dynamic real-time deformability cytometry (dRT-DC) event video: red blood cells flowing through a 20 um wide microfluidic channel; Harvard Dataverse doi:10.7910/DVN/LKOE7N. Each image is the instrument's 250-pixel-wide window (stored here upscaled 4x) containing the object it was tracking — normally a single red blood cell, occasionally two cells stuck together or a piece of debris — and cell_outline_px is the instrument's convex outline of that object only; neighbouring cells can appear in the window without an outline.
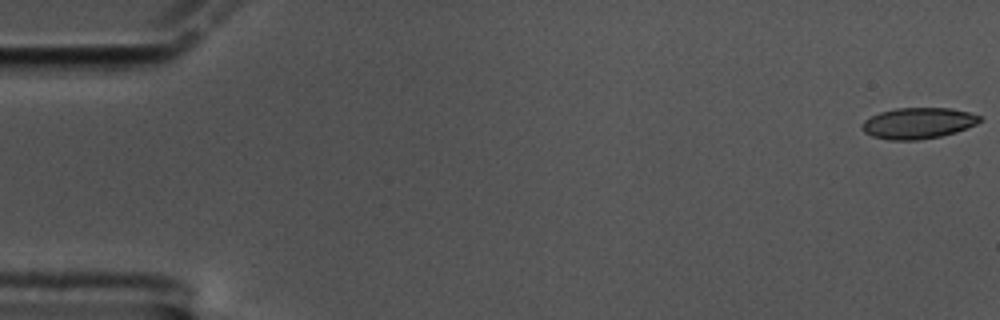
{"species": "common noctule bat (a hibernating species)", "species_latin": "Nyctalus noctula", "temperature_condition": "cold", "stored_images_in_passage": 60, "camera_frame_rate_fps": 3000, "um_per_image_px": 0.085, "animal": {"sex": "male", "body_mass_g": 17.5, "forearm_length_mm": 52.3}, "frame": {"image": 1, "passage_image": 1, "time_ms": 0.0, "image_size_px": [1000, 320], "cell_outline_px": [[984, 120], [968, 128], [956, 132], [940, 136], [920, 140], [888, 140], [872, 136], [864, 132], [860, 128], [860, 124], [864, 120], [880, 112], [896, 108], [952, 108], [968, 112], [980, 116]], "centroid_in_image_um": [78.03, 10.47], "position_along_channel_um": 7.0, "area_um2": 21.5}}
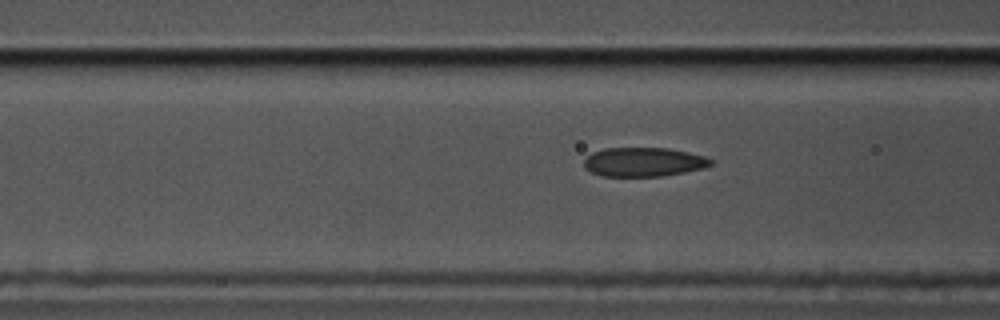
{"frame": {"image": 2, "passage_image": 23, "time_ms": 7.333, "image_size_px": [1000, 320], "cell_outline_px": [[712, 164], [704, 168], [684, 172], [660, 176], [600, 176], [584, 168], [584, 160], [592, 152], [604, 148], [668, 148], [688, 152], [704, 156], [712, 160]], "centroid_in_image_um": [54.69, 13.77], "position_along_channel_um": 111.9, "area_um2": 21.44}}
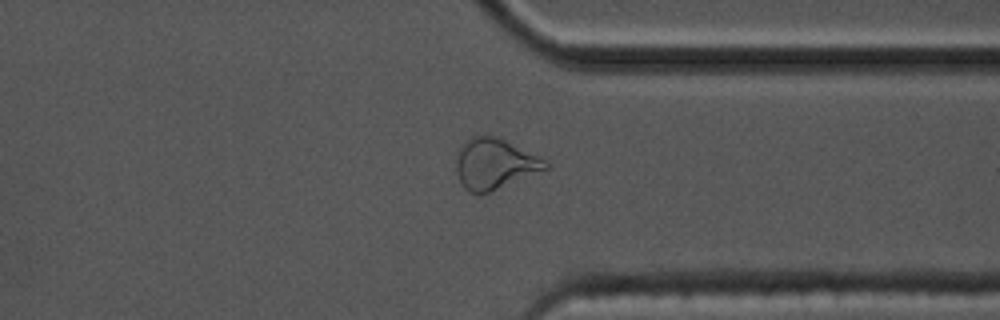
{"frame": {"image": 3, "passage_image": 46, "time_ms": 15.0, "image_size_px": [1000, 320], "cell_outline_px": [[548, 168], [488, 192], [468, 192], [464, 188], [456, 172], [456, 160], [464, 140], [472, 136], [496, 136], [548, 160]], "centroid_in_image_um": [42.03, 13.9], "position_along_channel_um": 369.4, "area_um2": 25.84}, "authors_computed_cell_mechanics": {"area_um2": 22.0218, "velocity_mm_per_s": 3.3741, "shape_relaxation_time_tau1_ms": 8.404, "shape_relaxation_time_tau2_ms": 1.8052, "deformation_change_tau1": 0.1946, "deformation_change_tau2": 0.075}}